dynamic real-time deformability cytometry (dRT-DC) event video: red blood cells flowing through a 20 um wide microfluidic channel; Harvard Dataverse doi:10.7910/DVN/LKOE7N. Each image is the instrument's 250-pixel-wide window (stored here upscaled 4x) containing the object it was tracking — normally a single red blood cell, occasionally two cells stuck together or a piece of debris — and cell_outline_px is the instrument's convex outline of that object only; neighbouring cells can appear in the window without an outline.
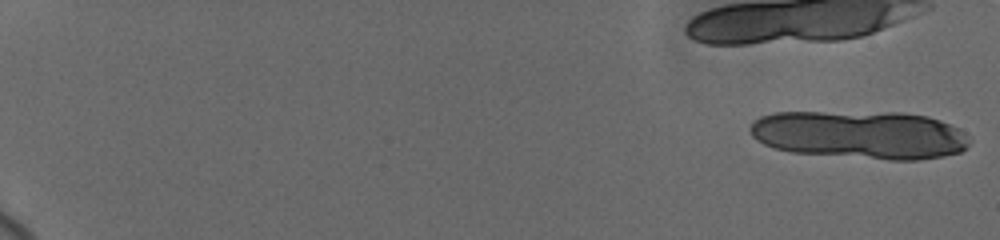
{"species": "human", "species_latin": "Homo sapiens", "temperature_condition": "cold", "stored_images_in_passage": 22, "camera_frame_rate_fps": 3000, "um_per_image_px": 0.085, "donor": {"sex": "female"}, "frame": {"image": 1, "passage_image": 1, "time_ms": 0.0, "image_size_px": [1000, 240], "cell_outline_px": [[972, 140], [968, 148], [960, 152], [944, 156], [920, 160], [888, 160], [792, 152], [776, 148], [764, 144], [756, 140], [752, 136], [748, 128], [752, 120], [760, 116], [772, 112], [900, 112], [928, 116], [940, 120], [956, 128]], "centroid_in_image_um": [73.09, 11.45], "position_along_channel_um": 11.9, "area_um2": 62.25}}